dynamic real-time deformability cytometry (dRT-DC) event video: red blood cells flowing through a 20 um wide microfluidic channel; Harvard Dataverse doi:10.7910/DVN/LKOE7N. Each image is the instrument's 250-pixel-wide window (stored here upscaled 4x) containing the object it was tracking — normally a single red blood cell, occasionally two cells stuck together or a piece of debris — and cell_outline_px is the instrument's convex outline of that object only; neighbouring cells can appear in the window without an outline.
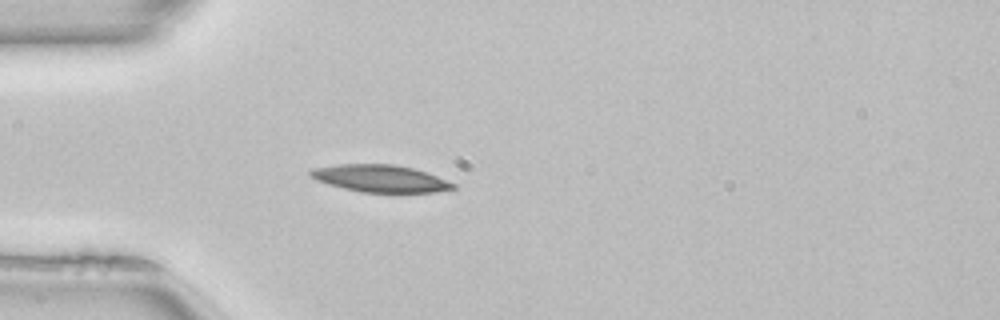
{"species": "common noctule bat (a hibernating species)", "species_latin": "Nyctalus noctula", "temperature_condition": "room temperature", "stored_images_in_passage": 37, "camera_frame_rate_fps": 3000, "um_per_image_px": 0.085, "animal": {"sex": "female", "body_mass_g": 22.7, "forearm_length_mm": 54.2}, "frame": {"image": 1, "passage_image": 1, "time_ms": 0.0, "image_size_px": [1000, 320], "cell_outline_px": [[456, 188], [436, 192], [360, 192], [328, 184], [316, 180], [308, 176], [308, 172], [312, 168], [336, 164], [396, 164], [412, 168], [436, 176], [456, 184]], "centroid_in_image_um": [32.27, 15.16], "position_along_channel_um": 52.7, "area_um2": 22.6}}
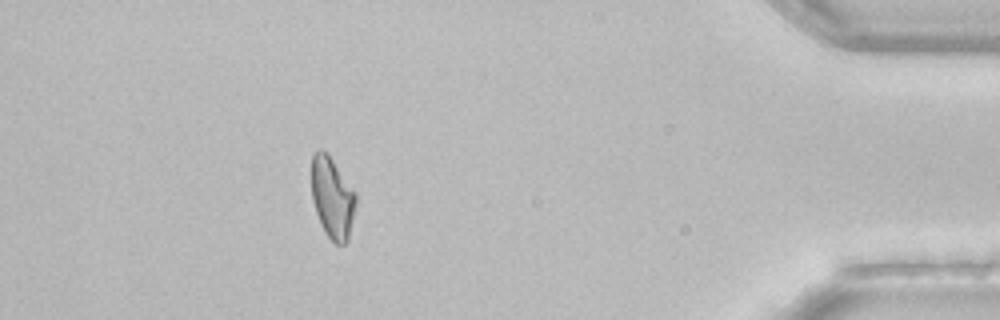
{"frame": {"image": 2, "passage_image": 32, "time_ms": 10.333, "image_size_px": [1000, 320], "cell_outline_px": [[356, 204], [348, 240], [344, 244], [336, 244], [324, 232], [320, 224], [312, 200], [312, 152], [316, 148], [320, 148], [328, 152], [356, 196]], "centroid_in_image_um": [28.22, 16.78], "position_along_channel_um": 407.0, "area_um2": 20.92}, "authors_computed_cell_mechanics": {"area_um2": 22.0218, "velocity_mm_per_s": 4.0326, "shape_relaxation_time_tau1_ms": 4.1489, "shape_relaxation_time_tau2_ms": null, "deformation_change_tau1": 0.1307, "deformation_change_tau2": null}}